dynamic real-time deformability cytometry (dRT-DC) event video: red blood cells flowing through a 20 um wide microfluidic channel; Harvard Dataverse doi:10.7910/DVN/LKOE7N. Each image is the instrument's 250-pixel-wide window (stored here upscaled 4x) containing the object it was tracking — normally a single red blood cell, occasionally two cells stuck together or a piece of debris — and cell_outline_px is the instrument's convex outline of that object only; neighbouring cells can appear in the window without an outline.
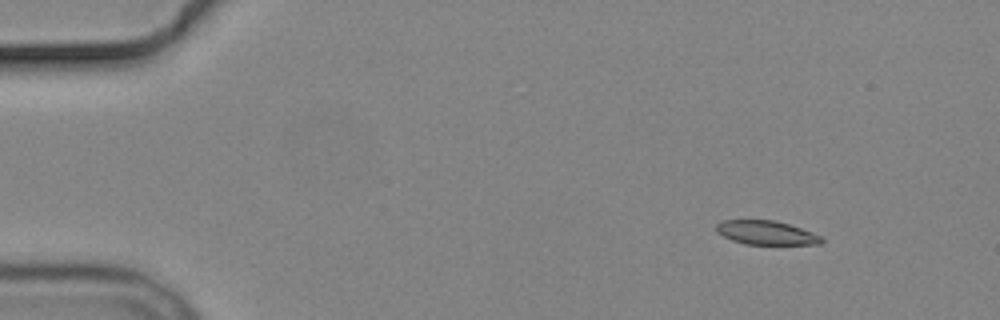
{"species": "common noctule bat (a hibernating species)", "species_latin": "Nyctalus noctula", "temperature_condition": "cold", "stored_images_in_passage": 9, "camera_frame_rate_fps": 3000, "um_per_image_px": 0.085, "animal": {"sex": "male", "body_mass_g": 19.2, "forearm_length_mm": 51.8}, "frame": {"image": 1, "passage_image": 2, "time_ms": 1.667, "image_size_px": [1000, 320], "cell_outline_px": [[824, 240], [820, 244], [744, 244], [732, 240], [716, 232], [716, 224], [720, 220], [776, 220], [812, 232], [820, 236]], "centroid_in_image_um": [65.09, 19.77], "position_along_channel_um": 19.9, "area_um2": 14.62}}
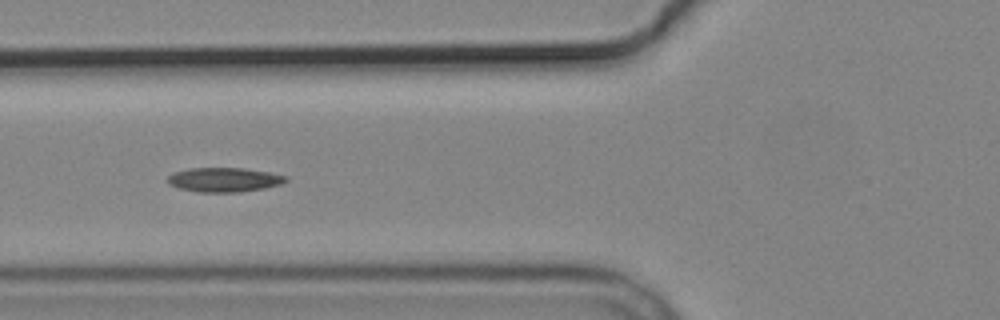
{"frame": {"image": 2, "passage_image": 6, "time_ms": 6.667, "image_size_px": [1000, 320], "cell_outline_px": [[288, 180], [280, 184], [264, 188], [240, 192], [196, 192], [180, 188], [168, 184], [168, 176], [172, 172], [188, 168], [244, 168], [268, 172], [288, 176]], "centroid_in_image_um": [19.03, 15.27], "position_along_channel_um": 106.8, "area_um2": 16.82}}
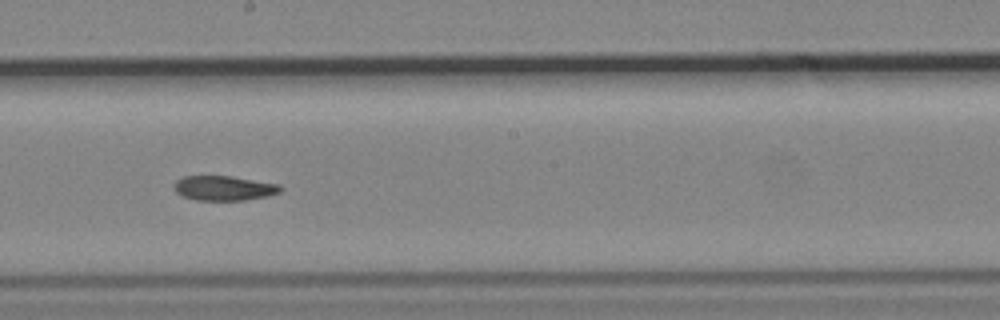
{"frame": {"image": 3, "passage_image": 9, "time_ms": 10.0, "image_size_px": [1000, 320], "cell_outline_px": [[284, 188], [280, 192], [268, 196], [244, 200], [196, 200], [180, 196], [176, 192], [172, 184], [180, 176], [232, 176], [280, 184]], "centroid_in_image_um": [19.02, 15.98], "position_along_channel_um": 229.2, "area_um2": 15.61}}